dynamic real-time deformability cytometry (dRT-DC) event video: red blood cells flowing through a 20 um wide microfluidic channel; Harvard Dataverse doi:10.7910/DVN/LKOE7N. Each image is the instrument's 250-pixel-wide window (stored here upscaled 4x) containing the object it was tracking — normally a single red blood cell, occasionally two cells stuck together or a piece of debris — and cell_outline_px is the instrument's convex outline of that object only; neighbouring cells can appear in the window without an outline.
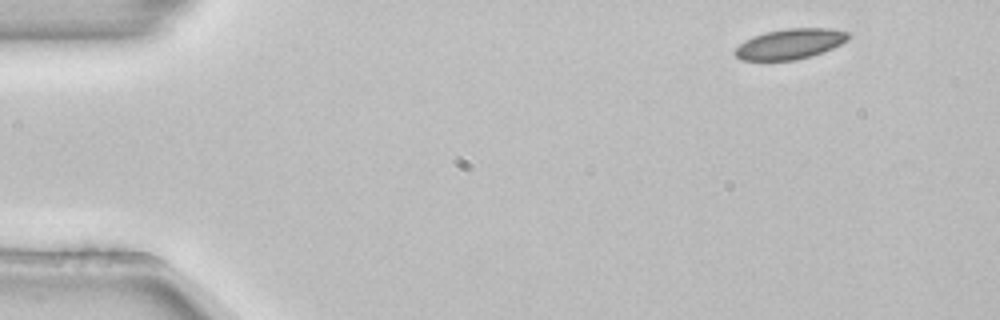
{"species": "common noctule bat (a hibernating species)", "species_latin": "Nyctalus noctula", "temperature_condition": "room temperature", "stored_images_in_passage": 3, "camera_frame_rate_fps": 3000, "um_per_image_px": 0.085, "animal": {"sex": "female", "body_mass_g": 22.7, "forearm_length_mm": 54.2}, "frame": {"image": 1, "passage_image": 1, "time_ms": 0.0, "image_size_px": [1000, 320], "cell_outline_px": [[852, 36], [848, 40], [832, 48], [812, 56], [796, 60], [740, 60], [732, 52], [744, 40], [752, 36], [764, 32], [788, 28], [832, 28], [848, 32]], "centroid_in_image_um": [67.15, 3.73], "position_along_channel_um": 17.8, "area_um2": 20.23}}